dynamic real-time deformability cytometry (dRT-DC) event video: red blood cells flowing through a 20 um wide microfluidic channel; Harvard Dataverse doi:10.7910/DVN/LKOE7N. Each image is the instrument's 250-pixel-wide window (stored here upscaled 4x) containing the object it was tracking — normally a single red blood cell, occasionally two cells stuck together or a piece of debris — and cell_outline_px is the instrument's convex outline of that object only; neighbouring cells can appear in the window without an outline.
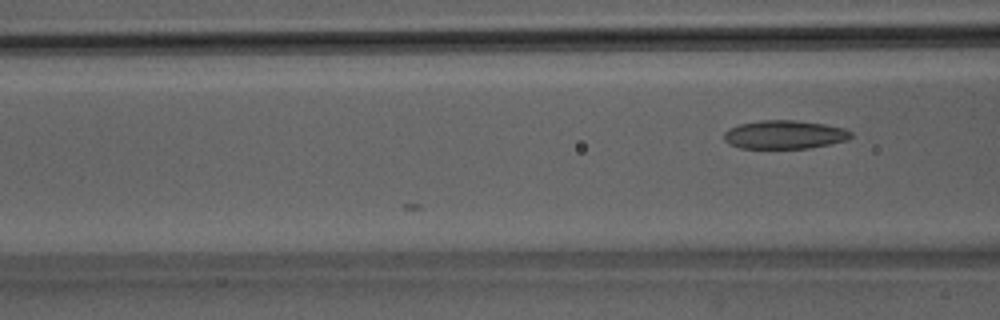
{"species": "Egyptian fruit bat (a non-hibernating species)", "species_latin": "Rousettus aegyptiacus", "temperature_condition": "room temperature", "stored_images_in_passage": 8, "camera_frame_rate_fps": 3000, "um_per_image_px": 0.085, "animal": {"sex": "male"}, "frame": {"image": 1, "passage_image": 8, "time_ms": 2.333, "image_size_px": [1000, 320], "cell_outline_px": [[852, 136], [848, 140], [808, 148], [740, 148], [724, 140], [724, 132], [728, 128], [740, 124], [760, 120], [796, 120], [824, 124], [844, 128], [852, 132]], "centroid_in_image_um": [66.69, 11.43], "position_along_channel_um": 99.9, "area_um2": 21.04}}